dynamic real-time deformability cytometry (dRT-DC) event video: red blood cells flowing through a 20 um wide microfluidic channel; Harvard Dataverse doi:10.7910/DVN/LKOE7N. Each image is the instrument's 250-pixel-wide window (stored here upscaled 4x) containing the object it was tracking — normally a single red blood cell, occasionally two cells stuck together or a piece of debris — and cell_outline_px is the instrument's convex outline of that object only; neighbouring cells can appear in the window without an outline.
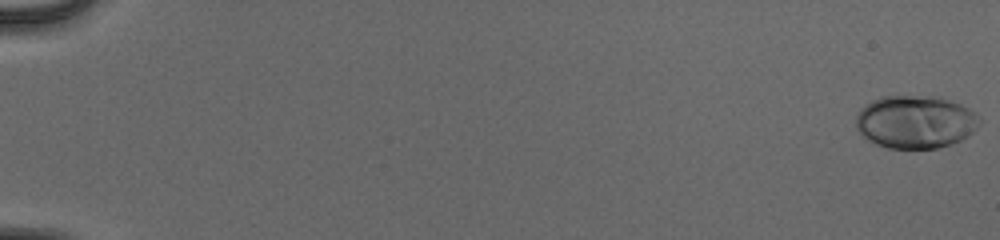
{"species": "human", "species_latin": "Homo sapiens", "temperature_condition": "cold", "stored_images_in_passage": 54, "camera_frame_rate_fps": 3000, "um_per_image_px": 0.085, "donor": {"sex": "male"}, "frame": {"image": 1, "passage_image": 1, "time_ms": 0.0, "image_size_px": [1000, 240], "cell_outline_px": [[980, 120], [976, 128], [968, 136], [952, 144], [936, 148], [888, 148], [876, 144], [860, 136], [856, 128], [856, 116], [860, 108], [872, 100], [880, 96], [940, 96], [960, 104], [976, 112]], "centroid_in_image_um": [77.78, 10.35], "position_along_channel_um": 7.2, "area_um2": 38.44}}
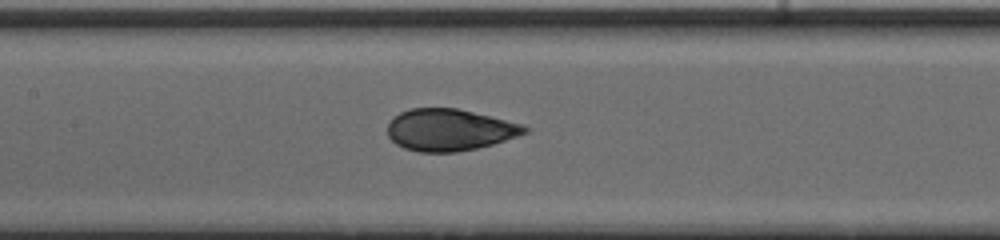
{"frame": {"image": 2, "passage_image": 29, "time_ms": 9.333, "image_size_px": [1000, 240], "cell_outline_px": [[532, 128], [528, 132], [492, 144], [476, 148], [456, 152], [420, 152], [404, 148], [396, 144], [388, 136], [388, 124], [400, 112], [408, 108], [456, 108], [524, 124]], "centroid_in_image_um": [38.22, 11.04], "position_along_channel_um": 169.2, "area_um2": 33.29}}
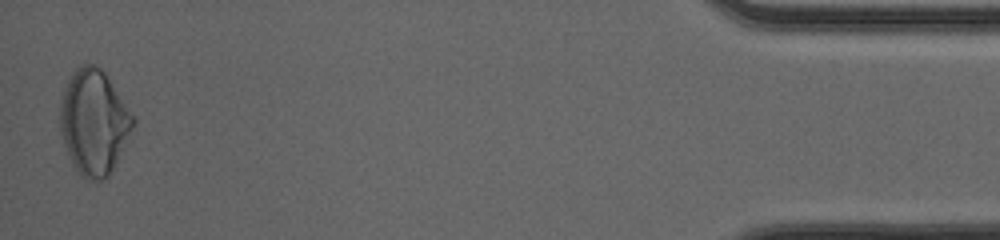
{"frame": {"image": 3, "passage_image": 54, "time_ms": 17.667, "image_size_px": [1000, 240], "cell_outline_px": [[136, 120], [108, 176], [104, 180], [88, 180], [80, 176], [72, 164], [68, 156], [64, 144], [60, 128], [60, 104], [64, 88], [72, 72], [76, 68], [84, 64], [96, 64], [104, 72], [136, 116]], "centroid_in_image_um": [7.97, 10.36], "position_along_channel_um": 427.2, "area_um2": 44.45}, "authors_computed_cell_mechanics": {"area_um2": 34.6511, "velocity_mm_per_s": 3.9986, "shape_relaxation_time_tau1_ms": 5.6695, "shape_relaxation_time_tau2_ms": null, "deformation_change_tau1": 0.205, "deformation_change_tau2": null}}